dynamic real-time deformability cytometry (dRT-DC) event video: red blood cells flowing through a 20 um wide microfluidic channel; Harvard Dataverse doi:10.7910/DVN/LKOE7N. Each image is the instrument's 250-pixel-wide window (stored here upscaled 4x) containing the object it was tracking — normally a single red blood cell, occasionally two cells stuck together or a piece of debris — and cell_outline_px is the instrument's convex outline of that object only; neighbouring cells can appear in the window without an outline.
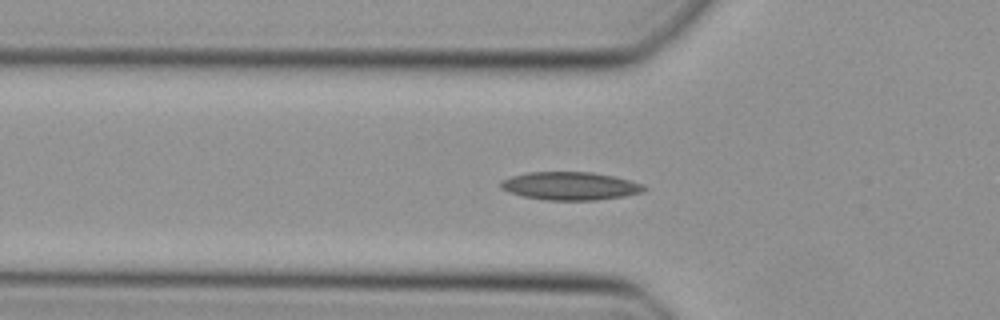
{"species": "Egyptian fruit bat (a non-hibernating species)", "species_latin": "Rousettus aegyptiacus", "temperature_condition": "cold", "stored_images_in_passage": 3, "camera_frame_rate_fps": 3000, "um_per_image_px": 0.085, "animal": {"sex": "female"}, "frame": {"image": 1, "passage_image": 2, "time_ms": 0.333, "image_size_px": [1000, 320], "cell_outline_px": [[648, 188], [644, 192], [624, 196], [596, 200], [544, 200], [524, 196], [508, 192], [500, 188], [500, 180], [512, 176], [528, 172], [592, 172], [612, 176], [644, 184]], "centroid_in_image_um": [48.46, 15.81], "position_along_channel_um": 77.3, "area_um2": 23.52}}